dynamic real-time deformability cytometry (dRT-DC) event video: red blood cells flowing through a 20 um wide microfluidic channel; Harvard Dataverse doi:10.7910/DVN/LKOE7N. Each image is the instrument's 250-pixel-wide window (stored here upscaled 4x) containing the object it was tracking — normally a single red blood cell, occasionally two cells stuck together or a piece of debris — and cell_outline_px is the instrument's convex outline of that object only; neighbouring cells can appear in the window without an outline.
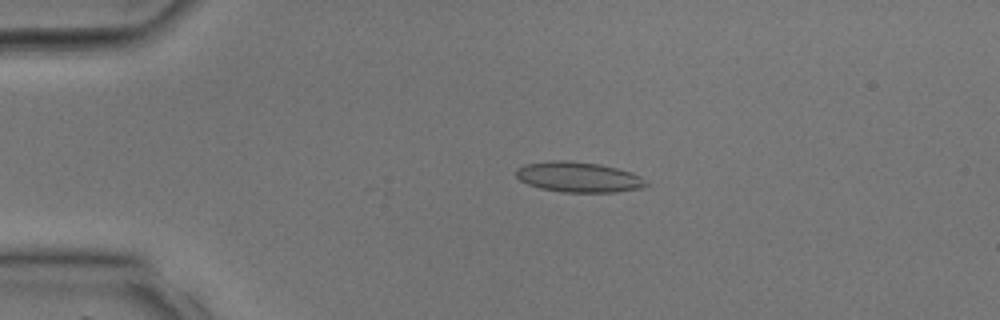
{"species": "common noctule bat (a hibernating species)", "species_latin": "Nyctalus noctula", "temperature_condition": "room temperature", "stored_images_in_passage": 31, "camera_frame_rate_fps": 3000, "um_per_image_px": 0.085, "animal": {"sex": "male", "body_mass_g": 17.9, "forearm_length_mm": 54.2}, "frame": {"image": 1, "passage_image": 4, "time_ms": 1.0, "image_size_px": [1000, 320], "cell_outline_px": [[648, 184], [644, 188], [616, 192], [564, 192], [540, 188], [528, 184], [520, 180], [516, 176], [516, 168], [524, 164], [552, 160], [572, 160], [600, 164], [632, 172], [640, 176]], "centroid_in_image_um": [49.17, 15.04], "position_along_channel_um": 35.8, "area_um2": 23.12}}
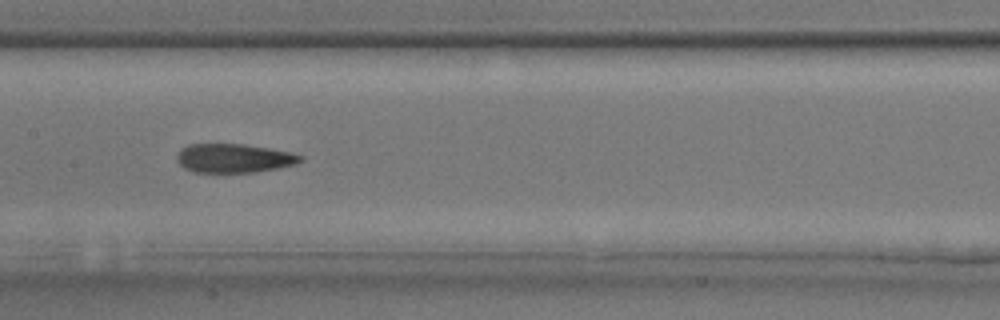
{"frame": {"image": 2, "passage_image": 14, "time_ms": 4.333, "image_size_px": [1000, 320], "cell_outline_px": [[304, 160], [296, 164], [256, 172], [196, 172], [184, 168], [176, 160], [176, 156], [188, 144], [244, 144], [292, 152], [304, 156]], "centroid_in_image_um": [19.92, 13.45], "position_along_channel_um": 187.5, "area_um2": 20.75}}
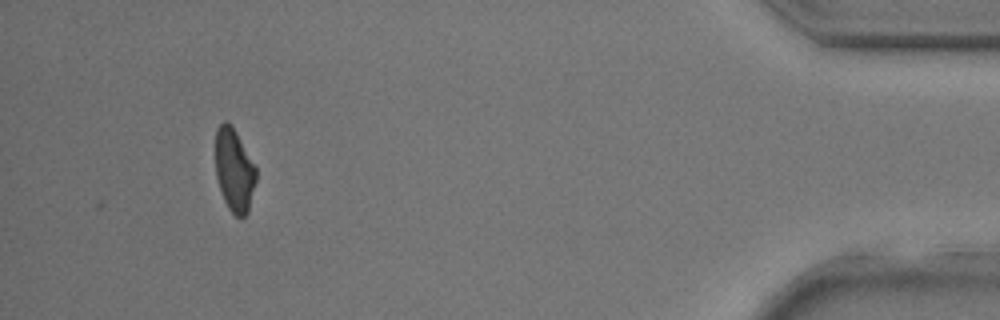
{"frame": {"image": 3, "passage_image": 29, "time_ms": 9.333, "image_size_px": [1000, 320], "cell_outline_px": [[256, 180], [248, 212], [244, 216], [236, 216], [228, 208], [224, 200], [216, 176], [216, 128], [224, 120], [232, 124], [256, 168]], "centroid_in_image_um": [19.91, 14.44], "position_along_channel_um": 415.3, "area_um2": 19.48}}